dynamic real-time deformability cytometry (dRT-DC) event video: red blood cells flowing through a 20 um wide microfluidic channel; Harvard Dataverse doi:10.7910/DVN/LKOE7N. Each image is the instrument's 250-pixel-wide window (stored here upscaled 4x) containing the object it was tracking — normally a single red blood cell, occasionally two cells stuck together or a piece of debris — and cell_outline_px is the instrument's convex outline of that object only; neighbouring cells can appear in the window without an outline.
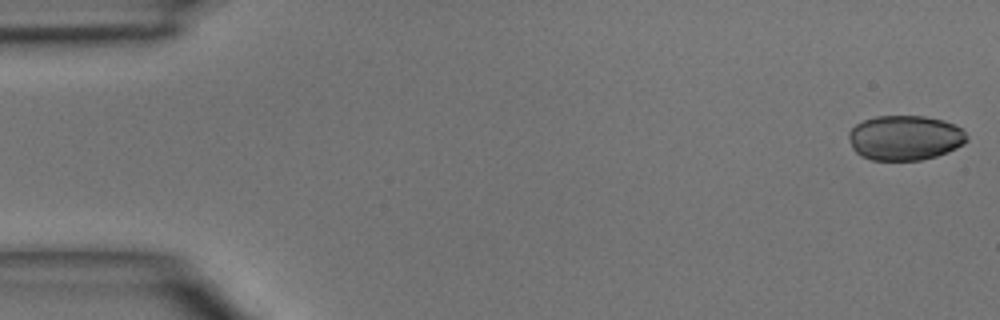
{"species": "common noctule bat (a hibernating species)", "species_latin": "Nyctalus noctula", "temperature_condition": "room temperature", "stored_images_in_passage": 5, "camera_frame_rate_fps": 3000, "um_per_image_px": 0.085, "animal": {"sex": "male", "body_mass_g": 15.6}, "frame": {"image": 1, "passage_image": 1, "time_ms": 0.0, "image_size_px": [1000, 320], "cell_outline_px": [[968, 140], [964, 144], [948, 152], [936, 156], [920, 160], [872, 160], [860, 156], [852, 148], [848, 136], [848, 132], [856, 124], [864, 120], [876, 116], [924, 116], [940, 120], [952, 124], [960, 128], [968, 136]], "centroid_in_image_um": [76.9, 11.72], "position_along_channel_um": 8.1, "area_um2": 30.87}}
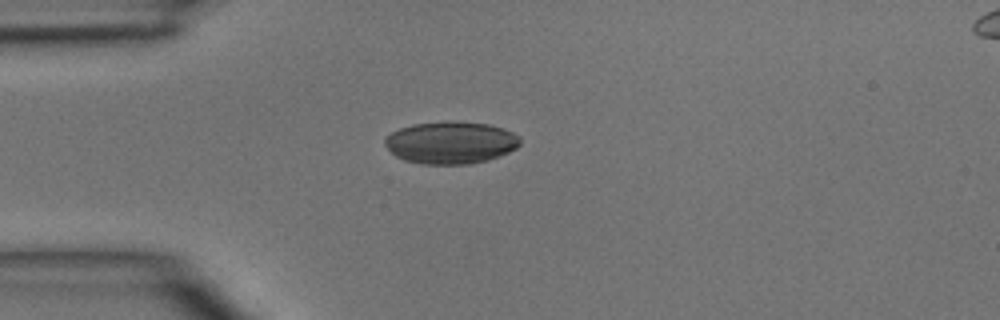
{"frame": {"image": 2, "passage_image": 4, "time_ms": 3.667, "image_size_px": [1000, 320], "cell_outline_px": [[520, 144], [516, 148], [508, 152], [488, 160], [468, 164], [420, 164], [404, 160], [396, 156], [384, 144], [384, 140], [392, 132], [400, 128], [412, 124], [448, 120], [488, 124], [504, 128], [520, 136]], "centroid_in_image_um": [38.32, 12.11], "position_along_channel_um": 46.7, "area_um2": 33.47}}